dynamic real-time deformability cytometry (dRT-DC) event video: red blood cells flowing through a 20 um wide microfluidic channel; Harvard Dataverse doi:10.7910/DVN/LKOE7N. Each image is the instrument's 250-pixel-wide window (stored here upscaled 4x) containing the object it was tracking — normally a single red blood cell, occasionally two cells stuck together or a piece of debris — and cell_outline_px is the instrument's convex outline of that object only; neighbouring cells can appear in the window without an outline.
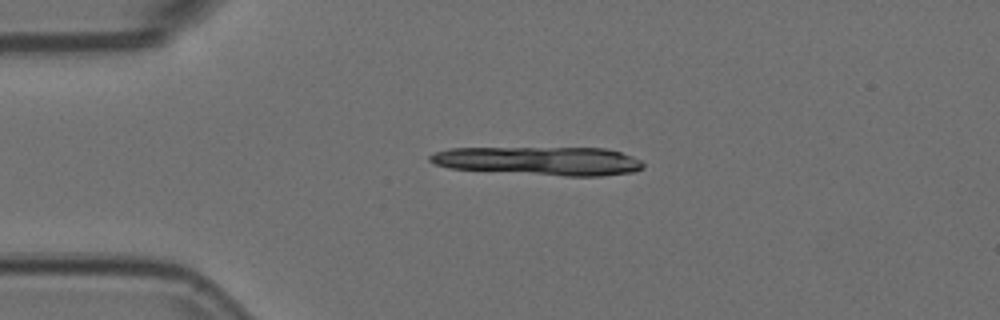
{"species": "Egyptian fruit bat (a non-hibernating species)", "species_latin": "Rousettus aegyptiacus", "temperature_condition": "room temperature", "stored_images_in_passage": 18, "camera_frame_rate_fps": 3000, "um_per_image_px": 0.085, "animal": {"sex": "female"}, "frame": {"image": 1, "passage_image": 11, "time_ms": 3.333, "image_size_px": [1000, 320], "cell_outline_px": [[644, 168], [636, 172], [600, 176], [564, 176], [448, 168], [436, 164], [428, 160], [428, 156], [436, 152], [452, 148], [604, 148], [620, 152], [632, 156], [640, 160], [644, 164]], "centroid_in_image_um": [45.9, 13.68], "position_along_channel_um": 39.1, "area_um2": 35.49}}